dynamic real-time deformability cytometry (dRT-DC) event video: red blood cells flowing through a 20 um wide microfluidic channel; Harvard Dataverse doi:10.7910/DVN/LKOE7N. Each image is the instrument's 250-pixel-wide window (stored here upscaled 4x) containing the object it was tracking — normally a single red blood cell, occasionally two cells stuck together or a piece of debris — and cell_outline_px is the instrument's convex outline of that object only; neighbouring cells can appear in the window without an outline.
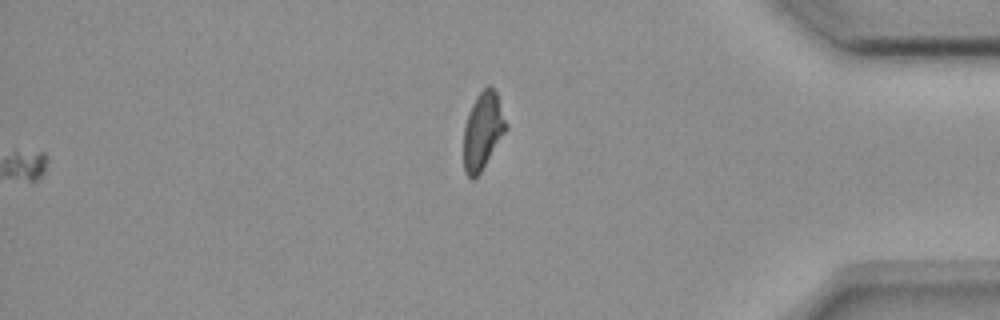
{"species": "common noctule bat (a hibernating species)", "species_latin": "Nyctalus noctula", "temperature_condition": "room temperature", "stored_images_in_passage": 59, "segment_of_instrument_passage": [2, 2], "camera_frame_rate_fps": 3000, "um_per_image_px": 0.085, "animal": {"sex": "female", "body_mass_g": 18.4}, "frame": {"image": 1, "passage_image": 59, "time_ms": 19.333, "image_size_px": [1000, 320], "cell_outline_px": [[508, 128], [480, 172], [472, 180], [464, 172], [464, 128], [472, 104], [476, 96], [488, 84], [496, 92], [508, 124]], "centroid_in_image_um": [41.05, 11.11], "position_along_channel_um": 394.2, "area_um2": 18.84}}